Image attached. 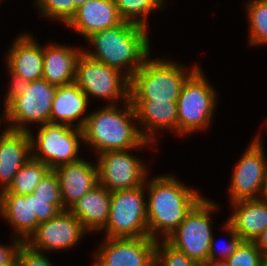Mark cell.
<instances>
[{"mask_svg": "<svg viewBox=\"0 0 267 266\" xmlns=\"http://www.w3.org/2000/svg\"><path fill=\"white\" fill-rule=\"evenodd\" d=\"M33 195L42 200H51V205H63L58 176L54 170H50L41 182L36 186Z\"/></svg>", "mask_w": 267, "mask_h": 266, "instance_id": "cell-32", "label": "cell"}, {"mask_svg": "<svg viewBox=\"0 0 267 266\" xmlns=\"http://www.w3.org/2000/svg\"><path fill=\"white\" fill-rule=\"evenodd\" d=\"M83 48L80 46L49 41L43 45L42 78L54 86L74 83L76 63Z\"/></svg>", "mask_w": 267, "mask_h": 266, "instance_id": "cell-19", "label": "cell"}, {"mask_svg": "<svg viewBox=\"0 0 267 266\" xmlns=\"http://www.w3.org/2000/svg\"><path fill=\"white\" fill-rule=\"evenodd\" d=\"M152 176L145 182L148 237L166 240L204 196L175 173Z\"/></svg>", "mask_w": 267, "mask_h": 266, "instance_id": "cell-1", "label": "cell"}, {"mask_svg": "<svg viewBox=\"0 0 267 266\" xmlns=\"http://www.w3.org/2000/svg\"><path fill=\"white\" fill-rule=\"evenodd\" d=\"M112 193L100 183L81 197L69 211L90 235L100 233L106 226Z\"/></svg>", "mask_w": 267, "mask_h": 266, "instance_id": "cell-23", "label": "cell"}, {"mask_svg": "<svg viewBox=\"0 0 267 266\" xmlns=\"http://www.w3.org/2000/svg\"><path fill=\"white\" fill-rule=\"evenodd\" d=\"M265 121H263V124L262 125H264L265 126V129L266 130H264L265 131V133L267 132V117H266V119H264Z\"/></svg>", "mask_w": 267, "mask_h": 266, "instance_id": "cell-43", "label": "cell"}, {"mask_svg": "<svg viewBox=\"0 0 267 266\" xmlns=\"http://www.w3.org/2000/svg\"><path fill=\"white\" fill-rule=\"evenodd\" d=\"M228 208L226 220L244 241H255L267 228V203L261 199L237 201Z\"/></svg>", "mask_w": 267, "mask_h": 266, "instance_id": "cell-24", "label": "cell"}, {"mask_svg": "<svg viewBox=\"0 0 267 266\" xmlns=\"http://www.w3.org/2000/svg\"><path fill=\"white\" fill-rule=\"evenodd\" d=\"M163 9H165L167 6V3L169 0H155Z\"/></svg>", "mask_w": 267, "mask_h": 266, "instance_id": "cell-39", "label": "cell"}, {"mask_svg": "<svg viewBox=\"0 0 267 266\" xmlns=\"http://www.w3.org/2000/svg\"><path fill=\"white\" fill-rule=\"evenodd\" d=\"M263 133L260 131L251 138L232 170L228 185V201L260 199L267 176V153Z\"/></svg>", "mask_w": 267, "mask_h": 266, "instance_id": "cell-12", "label": "cell"}, {"mask_svg": "<svg viewBox=\"0 0 267 266\" xmlns=\"http://www.w3.org/2000/svg\"><path fill=\"white\" fill-rule=\"evenodd\" d=\"M156 266H199L200 264L179 251L166 240L156 242Z\"/></svg>", "mask_w": 267, "mask_h": 266, "instance_id": "cell-30", "label": "cell"}, {"mask_svg": "<svg viewBox=\"0 0 267 266\" xmlns=\"http://www.w3.org/2000/svg\"><path fill=\"white\" fill-rule=\"evenodd\" d=\"M3 125H4V113L0 112V131L3 130L2 128H5Z\"/></svg>", "mask_w": 267, "mask_h": 266, "instance_id": "cell-41", "label": "cell"}, {"mask_svg": "<svg viewBox=\"0 0 267 266\" xmlns=\"http://www.w3.org/2000/svg\"><path fill=\"white\" fill-rule=\"evenodd\" d=\"M51 169L33 157L30 158L14 176L9 187L0 193L17 195L33 194L36 186Z\"/></svg>", "mask_w": 267, "mask_h": 266, "instance_id": "cell-26", "label": "cell"}, {"mask_svg": "<svg viewBox=\"0 0 267 266\" xmlns=\"http://www.w3.org/2000/svg\"><path fill=\"white\" fill-rule=\"evenodd\" d=\"M29 132L32 157L50 169L79 161L82 156L83 130L65 124L46 123ZM82 144V145H81ZM81 155V156H80Z\"/></svg>", "mask_w": 267, "mask_h": 266, "instance_id": "cell-10", "label": "cell"}, {"mask_svg": "<svg viewBox=\"0 0 267 266\" xmlns=\"http://www.w3.org/2000/svg\"><path fill=\"white\" fill-rule=\"evenodd\" d=\"M150 34L145 27L123 21L89 36L85 40L88 46L83 47V53L131 78L153 53Z\"/></svg>", "mask_w": 267, "mask_h": 266, "instance_id": "cell-2", "label": "cell"}, {"mask_svg": "<svg viewBox=\"0 0 267 266\" xmlns=\"http://www.w3.org/2000/svg\"><path fill=\"white\" fill-rule=\"evenodd\" d=\"M244 4L249 47L267 46V0H248Z\"/></svg>", "mask_w": 267, "mask_h": 266, "instance_id": "cell-25", "label": "cell"}, {"mask_svg": "<svg viewBox=\"0 0 267 266\" xmlns=\"http://www.w3.org/2000/svg\"><path fill=\"white\" fill-rule=\"evenodd\" d=\"M200 266H226L225 262L221 261H207L204 263H201Z\"/></svg>", "mask_w": 267, "mask_h": 266, "instance_id": "cell-37", "label": "cell"}, {"mask_svg": "<svg viewBox=\"0 0 267 266\" xmlns=\"http://www.w3.org/2000/svg\"><path fill=\"white\" fill-rule=\"evenodd\" d=\"M91 99L104 105L123 104L130 100V78L120 70L88 57L82 52L76 63L75 80Z\"/></svg>", "mask_w": 267, "mask_h": 266, "instance_id": "cell-9", "label": "cell"}, {"mask_svg": "<svg viewBox=\"0 0 267 266\" xmlns=\"http://www.w3.org/2000/svg\"><path fill=\"white\" fill-rule=\"evenodd\" d=\"M260 266H267V258H264Z\"/></svg>", "mask_w": 267, "mask_h": 266, "instance_id": "cell-42", "label": "cell"}, {"mask_svg": "<svg viewBox=\"0 0 267 266\" xmlns=\"http://www.w3.org/2000/svg\"><path fill=\"white\" fill-rule=\"evenodd\" d=\"M90 112L83 127V145L93 156L106 151L139 148L146 141L138 128L135 108L130 100L98 106Z\"/></svg>", "mask_w": 267, "mask_h": 266, "instance_id": "cell-3", "label": "cell"}, {"mask_svg": "<svg viewBox=\"0 0 267 266\" xmlns=\"http://www.w3.org/2000/svg\"><path fill=\"white\" fill-rule=\"evenodd\" d=\"M89 0H73L74 5L78 8L79 6H81L82 4L88 2Z\"/></svg>", "mask_w": 267, "mask_h": 266, "instance_id": "cell-40", "label": "cell"}, {"mask_svg": "<svg viewBox=\"0 0 267 266\" xmlns=\"http://www.w3.org/2000/svg\"><path fill=\"white\" fill-rule=\"evenodd\" d=\"M0 219L12 229L11 237L26 242L40 222L33 213V194L0 193Z\"/></svg>", "mask_w": 267, "mask_h": 266, "instance_id": "cell-22", "label": "cell"}, {"mask_svg": "<svg viewBox=\"0 0 267 266\" xmlns=\"http://www.w3.org/2000/svg\"><path fill=\"white\" fill-rule=\"evenodd\" d=\"M105 238L148 237L145 183L134 189L112 192Z\"/></svg>", "mask_w": 267, "mask_h": 266, "instance_id": "cell-11", "label": "cell"}, {"mask_svg": "<svg viewBox=\"0 0 267 266\" xmlns=\"http://www.w3.org/2000/svg\"><path fill=\"white\" fill-rule=\"evenodd\" d=\"M33 7L44 21L58 22L66 25L75 15L77 7L73 0H33ZM49 19V20H48Z\"/></svg>", "mask_w": 267, "mask_h": 266, "instance_id": "cell-28", "label": "cell"}, {"mask_svg": "<svg viewBox=\"0 0 267 266\" xmlns=\"http://www.w3.org/2000/svg\"><path fill=\"white\" fill-rule=\"evenodd\" d=\"M86 235L90 234L84 230L81 222L69 210H64L50 220L41 222L25 243L41 252H68L76 248Z\"/></svg>", "mask_w": 267, "mask_h": 266, "instance_id": "cell-14", "label": "cell"}, {"mask_svg": "<svg viewBox=\"0 0 267 266\" xmlns=\"http://www.w3.org/2000/svg\"><path fill=\"white\" fill-rule=\"evenodd\" d=\"M130 101L135 108L139 131L146 141L158 146L164 132L178 137L177 101Z\"/></svg>", "mask_w": 267, "mask_h": 266, "instance_id": "cell-16", "label": "cell"}, {"mask_svg": "<svg viewBox=\"0 0 267 266\" xmlns=\"http://www.w3.org/2000/svg\"><path fill=\"white\" fill-rule=\"evenodd\" d=\"M221 224V231L225 232V235L229 238L220 244L217 242V237L212 236L209 250V261H221L225 262L236 250L239 249L244 240L235 232L234 227L227 221L224 220ZM219 244V245H218Z\"/></svg>", "mask_w": 267, "mask_h": 266, "instance_id": "cell-29", "label": "cell"}, {"mask_svg": "<svg viewBox=\"0 0 267 266\" xmlns=\"http://www.w3.org/2000/svg\"><path fill=\"white\" fill-rule=\"evenodd\" d=\"M8 244L0 243V266H13L17 263V253L22 241L11 237Z\"/></svg>", "mask_w": 267, "mask_h": 266, "instance_id": "cell-35", "label": "cell"}, {"mask_svg": "<svg viewBox=\"0 0 267 266\" xmlns=\"http://www.w3.org/2000/svg\"><path fill=\"white\" fill-rule=\"evenodd\" d=\"M48 253L34 250L25 242L19 247L17 253V264L19 266H57L51 262Z\"/></svg>", "mask_w": 267, "mask_h": 266, "instance_id": "cell-33", "label": "cell"}, {"mask_svg": "<svg viewBox=\"0 0 267 266\" xmlns=\"http://www.w3.org/2000/svg\"><path fill=\"white\" fill-rule=\"evenodd\" d=\"M32 33H19L11 41L9 49L4 54V65L7 69L9 85L41 79L43 76V45Z\"/></svg>", "mask_w": 267, "mask_h": 266, "instance_id": "cell-15", "label": "cell"}, {"mask_svg": "<svg viewBox=\"0 0 267 266\" xmlns=\"http://www.w3.org/2000/svg\"><path fill=\"white\" fill-rule=\"evenodd\" d=\"M7 87L2 100L6 129L30 132L36 125L50 123L52 101L57 86L41 78Z\"/></svg>", "mask_w": 267, "mask_h": 266, "instance_id": "cell-4", "label": "cell"}, {"mask_svg": "<svg viewBox=\"0 0 267 266\" xmlns=\"http://www.w3.org/2000/svg\"><path fill=\"white\" fill-rule=\"evenodd\" d=\"M153 56L130 78V100L177 101L183 83L200 65Z\"/></svg>", "mask_w": 267, "mask_h": 266, "instance_id": "cell-5", "label": "cell"}, {"mask_svg": "<svg viewBox=\"0 0 267 266\" xmlns=\"http://www.w3.org/2000/svg\"><path fill=\"white\" fill-rule=\"evenodd\" d=\"M121 19L149 29L150 17L164 9L155 0H115Z\"/></svg>", "mask_w": 267, "mask_h": 266, "instance_id": "cell-27", "label": "cell"}, {"mask_svg": "<svg viewBox=\"0 0 267 266\" xmlns=\"http://www.w3.org/2000/svg\"><path fill=\"white\" fill-rule=\"evenodd\" d=\"M218 210L221 205L204 195L166 241L199 264L209 261L213 217Z\"/></svg>", "mask_w": 267, "mask_h": 266, "instance_id": "cell-7", "label": "cell"}, {"mask_svg": "<svg viewBox=\"0 0 267 266\" xmlns=\"http://www.w3.org/2000/svg\"><path fill=\"white\" fill-rule=\"evenodd\" d=\"M260 199L267 203V176H266V180L264 182L263 191H262V195H261Z\"/></svg>", "mask_w": 267, "mask_h": 266, "instance_id": "cell-38", "label": "cell"}, {"mask_svg": "<svg viewBox=\"0 0 267 266\" xmlns=\"http://www.w3.org/2000/svg\"><path fill=\"white\" fill-rule=\"evenodd\" d=\"M258 250L262 255L267 258V228L260 234V236L254 241Z\"/></svg>", "mask_w": 267, "mask_h": 266, "instance_id": "cell-36", "label": "cell"}, {"mask_svg": "<svg viewBox=\"0 0 267 266\" xmlns=\"http://www.w3.org/2000/svg\"><path fill=\"white\" fill-rule=\"evenodd\" d=\"M156 242L150 237H102L92 253L94 266H155Z\"/></svg>", "mask_w": 267, "mask_h": 266, "instance_id": "cell-13", "label": "cell"}, {"mask_svg": "<svg viewBox=\"0 0 267 266\" xmlns=\"http://www.w3.org/2000/svg\"><path fill=\"white\" fill-rule=\"evenodd\" d=\"M64 210L66 209L63 205H51V200L38 199L33 195V213L40 223L50 220Z\"/></svg>", "mask_w": 267, "mask_h": 266, "instance_id": "cell-34", "label": "cell"}, {"mask_svg": "<svg viewBox=\"0 0 267 266\" xmlns=\"http://www.w3.org/2000/svg\"><path fill=\"white\" fill-rule=\"evenodd\" d=\"M89 160L83 157L77 162L63 164L54 169L58 176L62 204L66 210L99 184L97 164Z\"/></svg>", "mask_w": 267, "mask_h": 266, "instance_id": "cell-17", "label": "cell"}, {"mask_svg": "<svg viewBox=\"0 0 267 266\" xmlns=\"http://www.w3.org/2000/svg\"><path fill=\"white\" fill-rule=\"evenodd\" d=\"M115 0H89L79 6L71 20L63 26L74 30L76 36L86 40L94 33L121 24Z\"/></svg>", "mask_w": 267, "mask_h": 266, "instance_id": "cell-18", "label": "cell"}, {"mask_svg": "<svg viewBox=\"0 0 267 266\" xmlns=\"http://www.w3.org/2000/svg\"><path fill=\"white\" fill-rule=\"evenodd\" d=\"M156 147L154 143L145 141L139 148L106 151L95 155L99 183L111 193L134 189L144 184L147 177L151 176L148 166L150 164L145 163V160L135 153L148 148L155 152L158 149Z\"/></svg>", "mask_w": 267, "mask_h": 266, "instance_id": "cell-8", "label": "cell"}, {"mask_svg": "<svg viewBox=\"0 0 267 266\" xmlns=\"http://www.w3.org/2000/svg\"><path fill=\"white\" fill-rule=\"evenodd\" d=\"M218 90L199 66L183 83L177 100L178 137H188L212 127Z\"/></svg>", "mask_w": 267, "mask_h": 266, "instance_id": "cell-6", "label": "cell"}, {"mask_svg": "<svg viewBox=\"0 0 267 266\" xmlns=\"http://www.w3.org/2000/svg\"><path fill=\"white\" fill-rule=\"evenodd\" d=\"M32 158L29 132L3 128L0 131V192L6 190L14 176Z\"/></svg>", "mask_w": 267, "mask_h": 266, "instance_id": "cell-20", "label": "cell"}, {"mask_svg": "<svg viewBox=\"0 0 267 266\" xmlns=\"http://www.w3.org/2000/svg\"><path fill=\"white\" fill-rule=\"evenodd\" d=\"M90 103L93 100L90 102L77 84L58 86L52 101L50 123L83 129L90 114Z\"/></svg>", "mask_w": 267, "mask_h": 266, "instance_id": "cell-21", "label": "cell"}, {"mask_svg": "<svg viewBox=\"0 0 267 266\" xmlns=\"http://www.w3.org/2000/svg\"><path fill=\"white\" fill-rule=\"evenodd\" d=\"M265 257L254 241H244L226 261V266H260Z\"/></svg>", "mask_w": 267, "mask_h": 266, "instance_id": "cell-31", "label": "cell"}]
</instances>
